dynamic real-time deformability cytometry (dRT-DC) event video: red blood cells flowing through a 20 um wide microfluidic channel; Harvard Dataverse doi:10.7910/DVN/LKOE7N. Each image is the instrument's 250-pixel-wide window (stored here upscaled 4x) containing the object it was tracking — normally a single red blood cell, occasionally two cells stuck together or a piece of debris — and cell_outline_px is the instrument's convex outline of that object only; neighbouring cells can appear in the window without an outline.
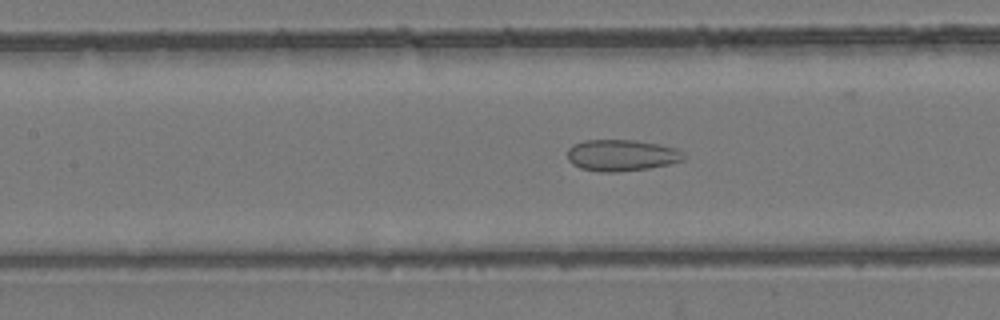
{"species": "common noctule bat (a hibernating species)", "species_latin": "Nyctalus noctula", "temperature_condition": "room temperature", "stored_images_in_passage": 46, "camera_frame_rate_fps": 3000, "um_per_image_px": 0.085, "animal": {"sex": "female", "body_mass_g": 24.6, "forearm_length_mm": 56.2}, "frame": {"image": 1, "passage_image": 16, "time_ms": 5.0, "image_size_px": [1000, 320], "cell_outline_px": [[684, 160], [668, 164], [648, 168], [616, 172], [600, 172], [580, 168], [572, 164], [568, 160], [568, 148], [572, 144], [584, 140], [636, 140], [676, 148], [684, 152]], "centroid_in_image_um": [52.8, 13.2], "position_along_channel_um": 154.6, "area_um2": 21.33}}
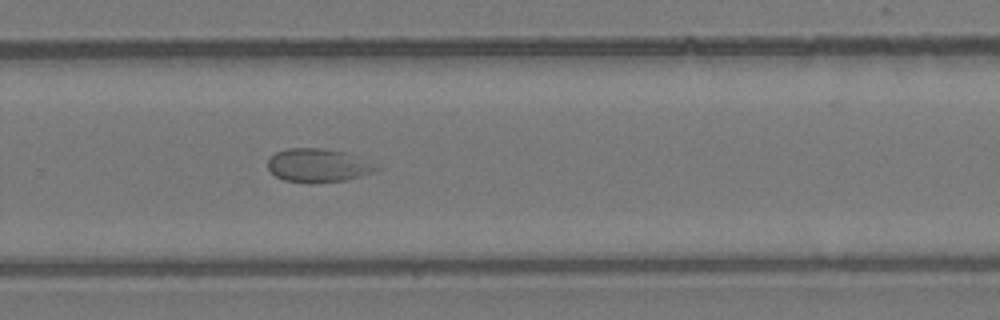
{"frame": {"image": 2, "passage_image": 28, "time_ms": 9.0, "image_size_px": [1000, 320], "cell_outline_px": [[380, 168], [372, 172], [360, 176], [344, 180], [284, 180], [276, 176], [268, 168], [268, 160], [276, 152], [288, 148], [320, 148], [344, 152]], "centroid_in_image_um": [26.97, 14.02], "position_along_channel_um": 302.8, "area_um2": 19.88}}
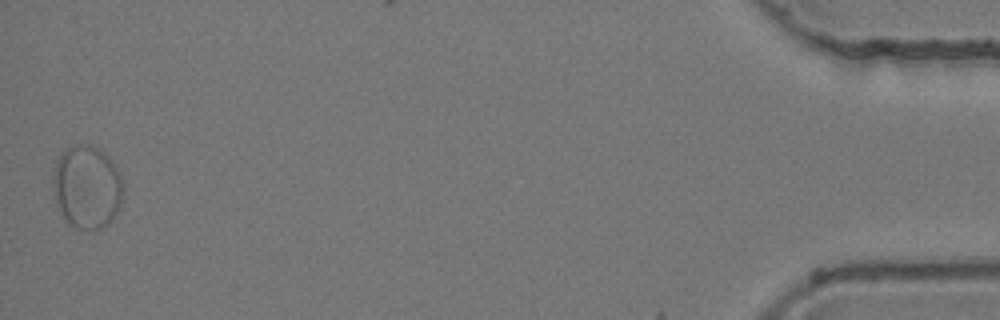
{"frame": {"image": 3, "passage_image": 46, "time_ms": 15.0, "image_size_px": [1000, 320], "cell_outline_px": [[120, 208], [112, 220], [108, 224], [100, 228], [76, 228], [68, 224], [64, 220], [56, 200], [56, 164], [64, 148], [72, 144], [92, 144], [100, 148], [112, 160], [120, 172]], "centroid_in_image_um": [7.42, 15.86], "position_along_channel_um": 427.8, "area_um2": 33.35}}